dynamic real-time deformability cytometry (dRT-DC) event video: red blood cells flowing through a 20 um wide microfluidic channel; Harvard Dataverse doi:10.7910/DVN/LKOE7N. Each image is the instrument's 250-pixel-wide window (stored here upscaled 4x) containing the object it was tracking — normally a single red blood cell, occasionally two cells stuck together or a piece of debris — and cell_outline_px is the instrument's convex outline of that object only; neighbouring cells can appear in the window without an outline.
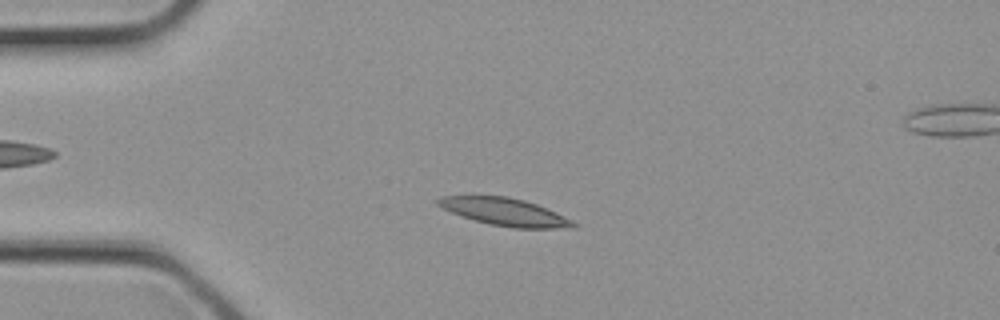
{"species": "common noctule bat (a hibernating species)", "species_latin": "Nyctalus noctula", "temperature_condition": "cold", "stored_images_in_passage": 4, "camera_frame_rate_fps": 3000, "um_per_image_px": 0.085, "animal": {"sex": "female", "body_mass_g": 21.9}, "frame": {"image": 1, "passage_image": 3, "time_ms": 0.667, "image_size_px": [1000, 320], "cell_outline_px": [[580, 224], [576, 228], [512, 228], [488, 224], [452, 212], [436, 204], [436, 200], [440, 196], [508, 196], [524, 200], [536, 204], [556, 212]], "centroid_in_image_um": [42.97, 18.02], "position_along_channel_um": 42.0, "area_um2": 21.62}}